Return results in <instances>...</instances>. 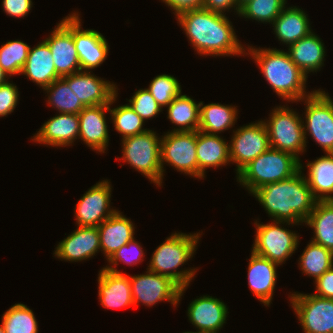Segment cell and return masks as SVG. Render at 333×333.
Instances as JSON below:
<instances>
[{"label":"cell","mask_w":333,"mask_h":333,"mask_svg":"<svg viewBox=\"0 0 333 333\" xmlns=\"http://www.w3.org/2000/svg\"><path fill=\"white\" fill-rule=\"evenodd\" d=\"M176 20L200 56L239 57L246 53L226 15L200 8L183 11Z\"/></svg>","instance_id":"obj_1"},{"label":"cell","mask_w":333,"mask_h":333,"mask_svg":"<svg viewBox=\"0 0 333 333\" xmlns=\"http://www.w3.org/2000/svg\"><path fill=\"white\" fill-rule=\"evenodd\" d=\"M303 166L301 163V169L292 177L268 183L251 193L273 221L302 225L314 210L318 200L314 197L306 175L302 172Z\"/></svg>","instance_id":"obj_2"},{"label":"cell","mask_w":333,"mask_h":333,"mask_svg":"<svg viewBox=\"0 0 333 333\" xmlns=\"http://www.w3.org/2000/svg\"><path fill=\"white\" fill-rule=\"evenodd\" d=\"M246 55L255 61L273 92L282 100L299 102L315 90L306 92L307 76L291 60L288 52L276 48L247 45Z\"/></svg>","instance_id":"obj_3"},{"label":"cell","mask_w":333,"mask_h":333,"mask_svg":"<svg viewBox=\"0 0 333 333\" xmlns=\"http://www.w3.org/2000/svg\"><path fill=\"white\" fill-rule=\"evenodd\" d=\"M201 235L200 232L172 233L154 250L147 269L170 277L180 287H189L198 268H184L180 271L178 269L192 259Z\"/></svg>","instance_id":"obj_4"},{"label":"cell","mask_w":333,"mask_h":333,"mask_svg":"<svg viewBox=\"0 0 333 333\" xmlns=\"http://www.w3.org/2000/svg\"><path fill=\"white\" fill-rule=\"evenodd\" d=\"M301 162L291 153L270 147L246 165L236 179L251 194L268 183L292 177L301 169Z\"/></svg>","instance_id":"obj_5"},{"label":"cell","mask_w":333,"mask_h":333,"mask_svg":"<svg viewBox=\"0 0 333 333\" xmlns=\"http://www.w3.org/2000/svg\"><path fill=\"white\" fill-rule=\"evenodd\" d=\"M153 129L121 139L122 160L141 175L154 183L156 187L162 186L163 173L161 167V136ZM120 158V159H118Z\"/></svg>","instance_id":"obj_6"},{"label":"cell","mask_w":333,"mask_h":333,"mask_svg":"<svg viewBox=\"0 0 333 333\" xmlns=\"http://www.w3.org/2000/svg\"><path fill=\"white\" fill-rule=\"evenodd\" d=\"M272 111V112H271ZM268 119L262 120L267 128L270 147L285 151L299 158L306 151L303 115L289 106H275ZM300 154V156H299Z\"/></svg>","instance_id":"obj_7"},{"label":"cell","mask_w":333,"mask_h":333,"mask_svg":"<svg viewBox=\"0 0 333 333\" xmlns=\"http://www.w3.org/2000/svg\"><path fill=\"white\" fill-rule=\"evenodd\" d=\"M263 224L257 220L255 224V238L252 251L270 261L282 265L295 253L299 247V235L292 230L284 228L288 225H298L287 221H273ZM283 225V226H282Z\"/></svg>","instance_id":"obj_8"},{"label":"cell","mask_w":333,"mask_h":333,"mask_svg":"<svg viewBox=\"0 0 333 333\" xmlns=\"http://www.w3.org/2000/svg\"><path fill=\"white\" fill-rule=\"evenodd\" d=\"M301 102L305 104L303 127L306 144L307 136L311 135L325 153H333V99L325 90L315 89Z\"/></svg>","instance_id":"obj_9"},{"label":"cell","mask_w":333,"mask_h":333,"mask_svg":"<svg viewBox=\"0 0 333 333\" xmlns=\"http://www.w3.org/2000/svg\"><path fill=\"white\" fill-rule=\"evenodd\" d=\"M146 270L144 274L129 276L134 307L140 303L152 307L162 301L177 307L187 286L180 287L170 277Z\"/></svg>","instance_id":"obj_10"},{"label":"cell","mask_w":333,"mask_h":333,"mask_svg":"<svg viewBox=\"0 0 333 333\" xmlns=\"http://www.w3.org/2000/svg\"><path fill=\"white\" fill-rule=\"evenodd\" d=\"M161 167L164 178V164L178 172L198 179V160L196 156V131L171 132L161 137Z\"/></svg>","instance_id":"obj_11"},{"label":"cell","mask_w":333,"mask_h":333,"mask_svg":"<svg viewBox=\"0 0 333 333\" xmlns=\"http://www.w3.org/2000/svg\"><path fill=\"white\" fill-rule=\"evenodd\" d=\"M288 296L304 333H333V299L299 292Z\"/></svg>","instance_id":"obj_12"},{"label":"cell","mask_w":333,"mask_h":333,"mask_svg":"<svg viewBox=\"0 0 333 333\" xmlns=\"http://www.w3.org/2000/svg\"><path fill=\"white\" fill-rule=\"evenodd\" d=\"M269 148V136L262 119L233 130L229 156L231 163L236 164V174Z\"/></svg>","instance_id":"obj_13"},{"label":"cell","mask_w":333,"mask_h":333,"mask_svg":"<svg viewBox=\"0 0 333 333\" xmlns=\"http://www.w3.org/2000/svg\"><path fill=\"white\" fill-rule=\"evenodd\" d=\"M112 188L110 180L104 179L84 193L75 206L77 226L98 227L117 211L110 206Z\"/></svg>","instance_id":"obj_14"},{"label":"cell","mask_w":333,"mask_h":333,"mask_svg":"<svg viewBox=\"0 0 333 333\" xmlns=\"http://www.w3.org/2000/svg\"><path fill=\"white\" fill-rule=\"evenodd\" d=\"M68 15L63 17L44 39L51 50L56 72L61 78L81 71L72 35V13Z\"/></svg>","instance_id":"obj_15"},{"label":"cell","mask_w":333,"mask_h":333,"mask_svg":"<svg viewBox=\"0 0 333 333\" xmlns=\"http://www.w3.org/2000/svg\"><path fill=\"white\" fill-rule=\"evenodd\" d=\"M79 13L72 12V35L81 71H91L106 60L109 46L105 37L93 29H82Z\"/></svg>","instance_id":"obj_16"},{"label":"cell","mask_w":333,"mask_h":333,"mask_svg":"<svg viewBox=\"0 0 333 333\" xmlns=\"http://www.w3.org/2000/svg\"><path fill=\"white\" fill-rule=\"evenodd\" d=\"M117 93L111 100L110 104L97 106H88L81 110L79 116V136L90 149L96 153H106L109 143V130L106 120V112L118 97Z\"/></svg>","instance_id":"obj_17"},{"label":"cell","mask_w":333,"mask_h":333,"mask_svg":"<svg viewBox=\"0 0 333 333\" xmlns=\"http://www.w3.org/2000/svg\"><path fill=\"white\" fill-rule=\"evenodd\" d=\"M92 73L93 71H79L62 78L86 107L110 104L119 88L113 82Z\"/></svg>","instance_id":"obj_18"},{"label":"cell","mask_w":333,"mask_h":333,"mask_svg":"<svg viewBox=\"0 0 333 333\" xmlns=\"http://www.w3.org/2000/svg\"><path fill=\"white\" fill-rule=\"evenodd\" d=\"M100 235L98 227L77 226L66 238L55 247V258L66 262L87 261L99 253Z\"/></svg>","instance_id":"obj_19"},{"label":"cell","mask_w":333,"mask_h":333,"mask_svg":"<svg viewBox=\"0 0 333 333\" xmlns=\"http://www.w3.org/2000/svg\"><path fill=\"white\" fill-rule=\"evenodd\" d=\"M32 141L50 147L72 146L79 136L78 114L59 113L46 121Z\"/></svg>","instance_id":"obj_20"},{"label":"cell","mask_w":333,"mask_h":333,"mask_svg":"<svg viewBox=\"0 0 333 333\" xmlns=\"http://www.w3.org/2000/svg\"><path fill=\"white\" fill-rule=\"evenodd\" d=\"M97 281L101 307L107 309L134 307L129 275L112 272L102 267Z\"/></svg>","instance_id":"obj_21"},{"label":"cell","mask_w":333,"mask_h":333,"mask_svg":"<svg viewBox=\"0 0 333 333\" xmlns=\"http://www.w3.org/2000/svg\"><path fill=\"white\" fill-rule=\"evenodd\" d=\"M228 307L222 300L203 295L189 303L187 316L196 331H219L226 324Z\"/></svg>","instance_id":"obj_22"},{"label":"cell","mask_w":333,"mask_h":333,"mask_svg":"<svg viewBox=\"0 0 333 333\" xmlns=\"http://www.w3.org/2000/svg\"><path fill=\"white\" fill-rule=\"evenodd\" d=\"M278 266L251 250L247 274L249 289L266 307L271 305L275 293Z\"/></svg>","instance_id":"obj_23"},{"label":"cell","mask_w":333,"mask_h":333,"mask_svg":"<svg viewBox=\"0 0 333 333\" xmlns=\"http://www.w3.org/2000/svg\"><path fill=\"white\" fill-rule=\"evenodd\" d=\"M196 156L198 160V178H205L207 168H218L230 164L229 143L215 134L196 131Z\"/></svg>","instance_id":"obj_24"},{"label":"cell","mask_w":333,"mask_h":333,"mask_svg":"<svg viewBox=\"0 0 333 333\" xmlns=\"http://www.w3.org/2000/svg\"><path fill=\"white\" fill-rule=\"evenodd\" d=\"M135 224L120 211H116L99 226L100 249L108 260L123 245L131 241L135 235Z\"/></svg>","instance_id":"obj_25"},{"label":"cell","mask_w":333,"mask_h":333,"mask_svg":"<svg viewBox=\"0 0 333 333\" xmlns=\"http://www.w3.org/2000/svg\"><path fill=\"white\" fill-rule=\"evenodd\" d=\"M21 75L36 83L42 89L61 78L53 63V57L48 44L42 40L33 48H29L28 57Z\"/></svg>","instance_id":"obj_26"},{"label":"cell","mask_w":333,"mask_h":333,"mask_svg":"<svg viewBox=\"0 0 333 333\" xmlns=\"http://www.w3.org/2000/svg\"><path fill=\"white\" fill-rule=\"evenodd\" d=\"M272 27L275 37L287 47L313 31L308 14L297 6H285L273 21Z\"/></svg>","instance_id":"obj_27"},{"label":"cell","mask_w":333,"mask_h":333,"mask_svg":"<svg viewBox=\"0 0 333 333\" xmlns=\"http://www.w3.org/2000/svg\"><path fill=\"white\" fill-rule=\"evenodd\" d=\"M323 40L311 32L308 36L288 46V54L296 66L308 77L320 71L324 65L326 51Z\"/></svg>","instance_id":"obj_28"},{"label":"cell","mask_w":333,"mask_h":333,"mask_svg":"<svg viewBox=\"0 0 333 333\" xmlns=\"http://www.w3.org/2000/svg\"><path fill=\"white\" fill-rule=\"evenodd\" d=\"M306 179L318 201L333 200V153L307 161ZM332 194V195H331Z\"/></svg>","instance_id":"obj_29"},{"label":"cell","mask_w":333,"mask_h":333,"mask_svg":"<svg viewBox=\"0 0 333 333\" xmlns=\"http://www.w3.org/2000/svg\"><path fill=\"white\" fill-rule=\"evenodd\" d=\"M238 106L219 103L205 104L200 101L199 131L220 135L221 132L235 127L238 117Z\"/></svg>","instance_id":"obj_30"},{"label":"cell","mask_w":333,"mask_h":333,"mask_svg":"<svg viewBox=\"0 0 333 333\" xmlns=\"http://www.w3.org/2000/svg\"><path fill=\"white\" fill-rule=\"evenodd\" d=\"M167 119L174 126L171 132L197 131L200 123V102L182 93L167 107Z\"/></svg>","instance_id":"obj_31"},{"label":"cell","mask_w":333,"mask_h":333,"mask_svg":"<svg viewBox=\"0 0 333 333\" xmlns=\"http://www.w3.org/2000/svg\"><path fill=\"white\" fill-rule=\"evenodd\" d=\"M304 224L314 231L310 241L333 252V200L317 201Z\"/></svg>","instance_id":"obj_32"},{"label":"cell","mask_w":333,"mask_h":333,"mask_svg":"<svg viewBox=\"0 0 333 333\" xmlns=\"http://www.w3.org/2000/svg\"><path fill=\"white\" fill-rule=\"evenodd\" d=\"M299 269L315 281L333 266V252L310 241L298 260Z\"/></svg>","instance_id":"obj_33"},{"label":"cell","mask_w":333,"mask_h":333,"mask_svg":"<svg viewBox=\"0 0 333 333\" xmlns=\"http://www.w3.org/2000/svg\"><path fill=\"white\" fill-rule=\"evenodd\" d=\"M43 91L48 95V106L59 113L79 114L86 107L63 78L55 80Z\"/></svg>","instance_id":"obj_34"},{"label":"cell","mask_w":333,"mask_h":333,"mask_svg":"<svg viewBox=\"0 0 333 333\" xmlns=\"http://www.w3.org/2000/svg\"><path fill=\"white\" fill-rule=\"evenodd\" d=\"M6 333H38V322L32 309L23 303H15L2 316Z\"/></svg>","instance_id":"obj_35"},{"label":"cell","mask_w":333,"mask_h":333,"mask_svg":"<svg viewBox=\"0 0 333 333\" xmlns=\"http://www.w3.org/2000/svg\"><path fill=\"white\" fill-rule=\"evenodd\" d=\"M287 4V0H249L240 7L239 17L272 24Z\"/></svg>","instance_id":"obj_36"},{"label":"cell","mask_w":333,"mask_h":333,"mask_svg":"<svg viewBox=\"0 0 333 333\" xmlns=\"http://www.w3.org/2000/svg\"><path fill=\"white\" fill-rule=\"evenodd\" d=\"M110 120L114 129L118 134L122 135V139L134 136L136 134L147 131L143 125L145 121L132 109L129 104L120 105L115 108L109 109Z\"/></svg>","instance_id":"obj_37"},{"label":"cell","mask_w":333,"mask_h":333,"mask_svg":"<svg viewBox=\"0 0 333 333\" xmlns=\"http://www.w3.org/2000/svg\"><path fill=\"white\" fill-rule=\"evenodd\" d=\"M30 46L21 41L14 40L2 44L0 48V66L11 77L20 75L28 57Z\"/></svg>","instance_id":"obj_38"},{"label":"cell","mask_w":333,"mask_h":333,"mask_svg":"<svg viewBox=\"0 0 333 333\" xmlns=\"http://www.w3.org/2000/svg\"><path fill=\"white\" fill-rule=\"evenodd\" d=\"M147 89L163 109L182 93L177 78L169 74L154 77Z\"/></svg>","instance_id":"obj_39"},{"label":"cell","mask_w":333,"mask_h":333,"mask_svg":"<svg viewBox=\"0 0 333 333\" xmlns=\"http://www.w3.org/2000/svg\"><path fill=\"white\" fill-rule=\"evenodd\" d=\"M145 253L139 242L133 238L127 244L123 245L118 251H116L108 260L105 269L112 272L121 273L116 267L118 263H124L129 266H134L144 261ZM144 257V258H143ZM114 266V267H113ZM116 266V267H115Z\"/></svg>","instance_id":"obj_40"},{"label":"cell","mask_w":333,"mask_h":333,"mask_svg":"<svg viewBox=\"0 0 333 333\" xmlns=\"http://www.w3.org/2000/svg\"><path fill=\"white\" fill-rule=\"evenodd\" d=\"M128 102L144 121L156 117L163 111V108L157 103L147 88L136 90Z\"/></svg>","instance_id":"obj_41"},{"label":"cell","mask_w":333,"mask_h":333,"mask_svg":"<svg viewBox=\"0 0 333 333\" xmlns=\"http://www.w3.org/2000/svg\"><path fill=\"white\" fill-rule=\"evenodd\" d=\"M19 91L16 84L8 81L0 85V118L11 114L19 102Z\"/></svg>","instance_id":"obj_42"},{"label":"cell","mask_w":333,"mask_h":333,"mask_svg":"<svg viewBox=\"0 0 333 333\" xmlns=\"http://www.w3.org/2000/svg\"><path fill=\"white\" fill-rule=\"evenodd\" d=\"M2 9L10 17L24 18L33 7L32 0H2Z\"/></svg>","instance_id":"obj_43"},{"label":"cell","mask_w":333,"mask_h":333,"mask_svg":"<svg viewBox=\"0 0 333 333\" xmlns=\"http://www.w3.org/2000/svg\"><path fill=\"white\" fill-rule=\"evenodd\" d=\"M315 283V295L333 299V266L328 269Z\"/></svg>","instance_id":"obj_44"},{"label":"cell","mask_w":333,"mask_h":333,"mask_svg":"<svg viewBox=\"0 0 333 333\" xmlns=\"http://www.w3.org/2000/svg\"><path fill=\"white\" fill-rule=\"evenodd\" d=\"M202 8L226 15L227 13L234 9V12L238 15L240 8L237 5V0H203Z\"/></svg>","instance_id":"obj_45"},{"label":"cell","mask_w":333,"mask_h":333,"mask_svg":"<svg viewBox=\"0 0 333 333\" xmlns=\"http://www.w3.org/2000/svg\"><path fill=\"white\" fill-rule=\"evenodd\" d=\"M177 16L179 13L202 8L203 0H161Z\"/></svg>","instance_id":"obj_46"},{"label":"cell","mask_w":333,"mask_h":333,"mask_svg":"<svg viewBox=\"0 0 333 333\" xmlns=\"http://www.w3.org/2000/svg\"><path fill=\"white\" fill-rule=\"evenodd\" d=\"M9 77L10 76L0 66V85L7 83L8 79H10Z\"/></svg>","instance_id":"obj_47"},{"label":"cell","mask_w":333,"mask_h":333,"mask_svg":"<svg viewBox=\"0 0 333 333\" xmlns=\"http://www.w3.org/2000/svg\"><path fill=\"white\" fill-rule=\"evenodd\" d=\"M219 331H196V332H192V331H187V332H183V333H218Z\"/></svg>","instance_id":"obj_48"},{"label":"cell","mask_w":333,"mask_h":333,"mask_svg":"<svg viewBox=\"0 0 333 333\" xmlns=\"http://www.w3.org/2000/svg\"><path fill=\"white\" fill-rule=\"evenodd\" d=\"M249 0H237V5L240 8L242 5H244L246 2H248Z\"/></svg>","instance_id":"obj_49"},{"label":"cell","mask_w":333,"mask_h":333,"mask_svg":"<svg viewBox=\"0 0 333 333\" xmlns=\"http://www.w3.org/2000/svg\"><path fill=\"white\" fill-rule=\"evenodd\" d=\"M0 333H6L2 323L0 324Z\"/></svg>","instance_id":"obj_50"}]
</instances>
